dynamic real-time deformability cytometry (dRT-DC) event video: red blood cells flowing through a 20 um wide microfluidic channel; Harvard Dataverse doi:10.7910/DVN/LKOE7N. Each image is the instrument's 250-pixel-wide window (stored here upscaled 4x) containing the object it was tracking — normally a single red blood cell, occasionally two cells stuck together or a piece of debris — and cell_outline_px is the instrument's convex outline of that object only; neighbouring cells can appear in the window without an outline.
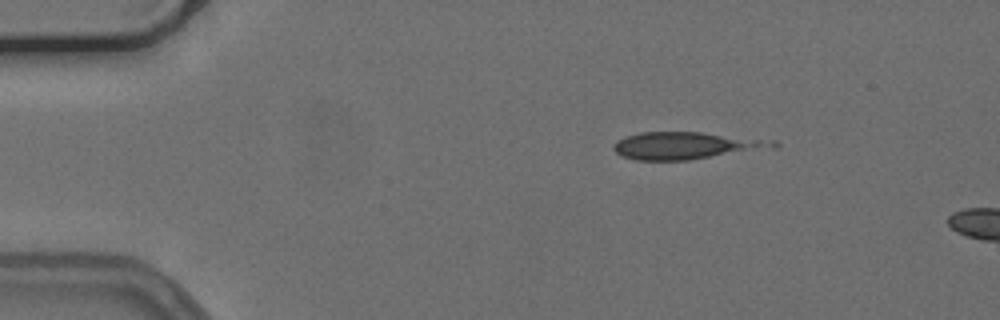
{"species": "common noctule bat (a hibernating species)", "species_latin": "Nyctalus noctula", "temperature_condition": "cold", "stored_images_in_passage": 5, "camera_frame_rate_fps": 3000, "um_per_image_px": 0.085, "animal": {"sex": "female", "body_mass_g": 24.6, "forearm_length_mm": 56.2}, "frame": {"image": 1, "passage_image": 1, "time_ms": 0.0, "image_size_px": [1000, 320], "cell_outline_px": [[780, 144], [776, 148], [688, 160], [636, 160], [620, 156], [612, 148], [612, 144], [616, 140], [624, 136], [640, 132], [700, 132], [776, 140]], "centroid_in_image_um": [58.33, 12.37], "position_along_channel_um": 26.7, "area_um2": 25.72}}